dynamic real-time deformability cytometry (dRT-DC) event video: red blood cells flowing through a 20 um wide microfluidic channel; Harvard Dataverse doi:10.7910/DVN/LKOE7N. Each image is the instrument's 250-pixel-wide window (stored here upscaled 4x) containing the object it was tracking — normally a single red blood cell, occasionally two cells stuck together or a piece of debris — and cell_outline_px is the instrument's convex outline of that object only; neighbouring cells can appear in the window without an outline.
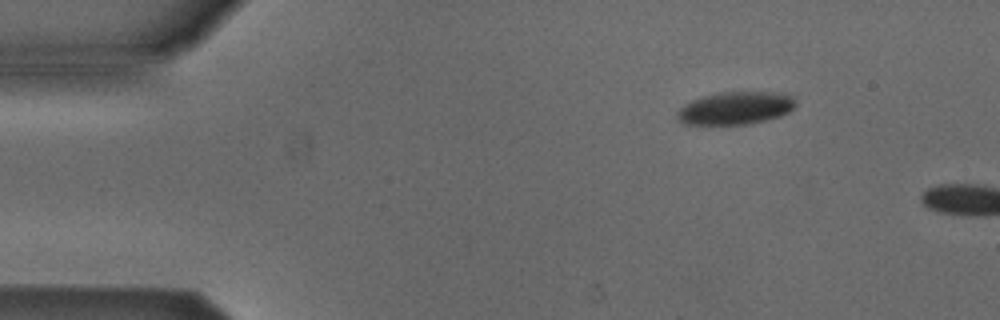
{"species": "Egyptian fruit bat (a non-hibernating species)", "species_latin": "Rousettus aegyptiacus", "temperature_condition": "cold", "stored_images_in_passage": 3, "camera_frame_rate_fps": 3000, "um_per_image_px": 0.085, "animal": {"sex": "male"}, "frame": {"image": 1, "passage_image": 1, "time_ms": 0.0, "image_size_px": [1000, 320], "cell_outline_px": [[796, 104], [788, 112], [764, 120], [748, 124], [684, 124], [676, 116], [676, 112], [684, 104], [692, 100], [704, 96], [720, 92], [776, 92], [792, 96], [796, 100]], "centroid_in_image_um": [62.49, 9.18], "position_along_channel_um": 22.5, "area_um2": 22.31}}